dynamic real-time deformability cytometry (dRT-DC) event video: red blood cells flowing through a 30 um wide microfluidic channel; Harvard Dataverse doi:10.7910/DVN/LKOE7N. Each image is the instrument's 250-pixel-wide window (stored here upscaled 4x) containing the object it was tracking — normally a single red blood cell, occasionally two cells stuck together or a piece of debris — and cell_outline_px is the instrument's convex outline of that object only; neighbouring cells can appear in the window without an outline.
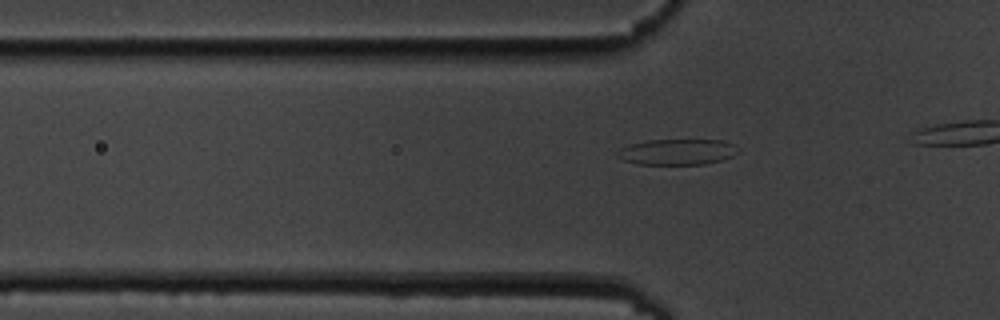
{"species": "common noctule bat (a hibernating species)", "species_latin": "Nyctalus noctula", "temperature_condition": "cold", "stored_images_in_passage": 4, "camera_frame_rate_fps": 3000, "um_per_image_px": 0.085, "animal": {"sex": "male", "body_mass_g": 19.5, "forearm_length_mm": 54.6}, "frame": {"image": 1, "passage_image": 4, "time_ms": 4.333, "image_size_px": [1000, 320], "cell_outline_px": [[740, 152], [732, 156], [720, 160], [704, 164], [636, 164], [624, 160], [616, 156], [616, 152], [620, 148], [632, 144], [648, 140], [720, 140], [732, 144]], "centroid_in_image_um": [57.53, 12.91], "position_along_channel_um": 68.3, "area_um2": 17.98}}